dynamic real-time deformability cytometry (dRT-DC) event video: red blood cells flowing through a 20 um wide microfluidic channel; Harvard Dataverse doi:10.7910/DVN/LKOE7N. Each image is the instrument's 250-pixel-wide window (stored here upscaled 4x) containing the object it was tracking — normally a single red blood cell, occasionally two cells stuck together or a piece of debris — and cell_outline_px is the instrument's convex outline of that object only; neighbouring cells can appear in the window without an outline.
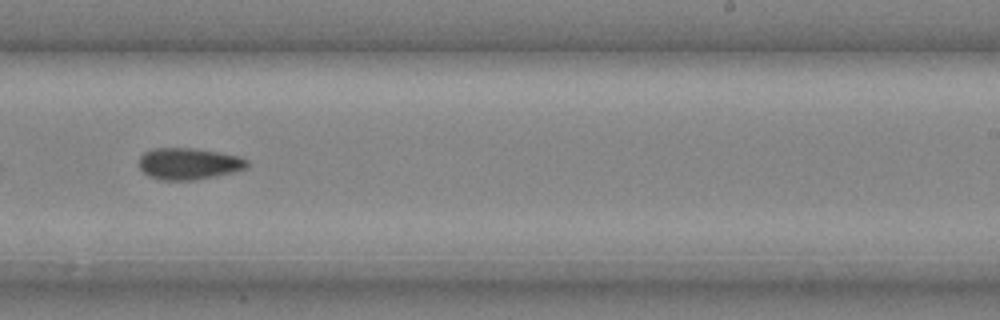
{"species": "common noctule bat (a hibernating species)", "species_latin": "Nyctalus noctula", "temperature_condition": "cold", "stored_images_in_passage": 31, "camera_frame_rate_fps": 3000, "um_per_image_px": 0.085, "animal": {"sex": "male", "body_mass_g": 20.4}, "frame": {"image": 1, "passage_image": 20, "time_ms": 6.333, "image_size_px": [1000, 320], "cell_outline_px": [[248, 168], [216, 176], [192, 180], [160, 180], [144, 172], [140, 168], [140, 156], [144, 152], [152, 148], [192, 148], [240, 156], [248, 160]], "centroid_in_image_um": [16.06, 13.91], "position_along_channel_um": 272.9, "area_um2": 19.77}}
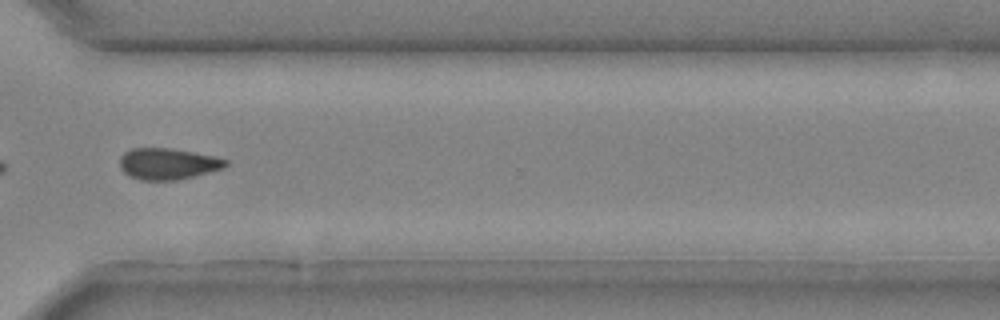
{"frame": {"image": 2, "passage_image": 24, "time_ms": 7.667, "image_size_px": [1000, 320], "cell_outline_px": [[228, 164], [224, 168], [176, 180], [140, 180], [124, 172], [120, 168], [120, 156], [124, 152], [132, 148], [172, 148], [216, 156], [228, 160]], "centroid_in_image_um": [14.27, 13.91], "position_along_channel_um": 356.3, "area_um2": 19.31}}
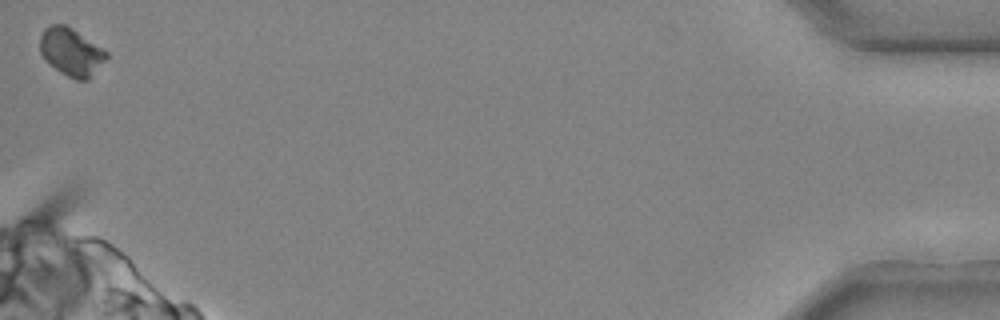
{"frame": {"image": 3, "passage_image": 31, "time_ms": 10.0, "image_size_px": [1000, 320], "cell_outline_px": [[108, 56], [88, 80], [76, 80], [60, 72], [40, 52], [40, 36], [44, 28], [48, 24], [64, 24], [72, 28], [104, 48], [108, 52]], "centroid_in_image_um": [6.07, 4.38], "position_along_channel_um": 429.1, "area_um2": 18.32}}